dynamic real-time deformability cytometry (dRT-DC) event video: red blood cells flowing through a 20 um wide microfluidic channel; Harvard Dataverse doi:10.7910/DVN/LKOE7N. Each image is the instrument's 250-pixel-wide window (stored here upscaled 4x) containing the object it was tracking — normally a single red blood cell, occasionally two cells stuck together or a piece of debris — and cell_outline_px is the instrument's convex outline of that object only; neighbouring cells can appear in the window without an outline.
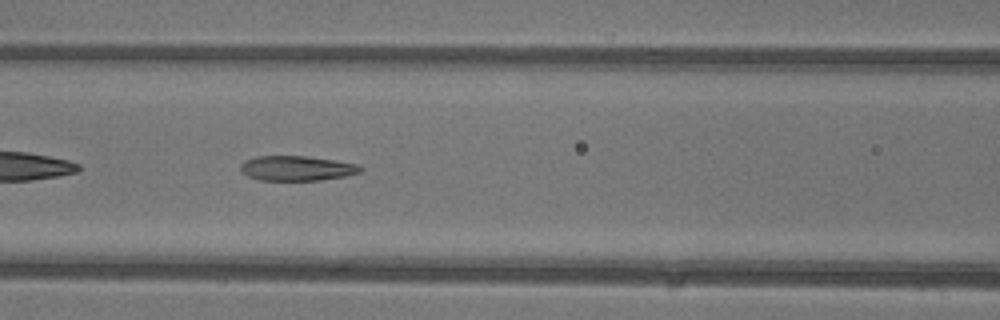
{"species": "common noctule bat (a hibernating species)", "species_latin": "Nyctalus noctula", "temperature_condition": "warm", "stored_images_in_passage": 37, "camera_frame_rate_fps": 3000, "um_per_image_px": 0.085, "animal": {"sex": "female"}, "frame": {"image": 1, "passage_image": 11, "time_ms": 3.333, "image_size_px": [1000, 320], "cell_outline_px": [[364, 168], [360, 172], [344, 176], [320, 180], [260, 180], [248, 176], [240, 168], [240, 164], [244, 160], [256, 156], [308, 156], [336, 160], [356, 164]], "centroid_in_image_um": [25.22, 14.29], "position_along_channel_um": 141.4, "area_um2": 17.34}}
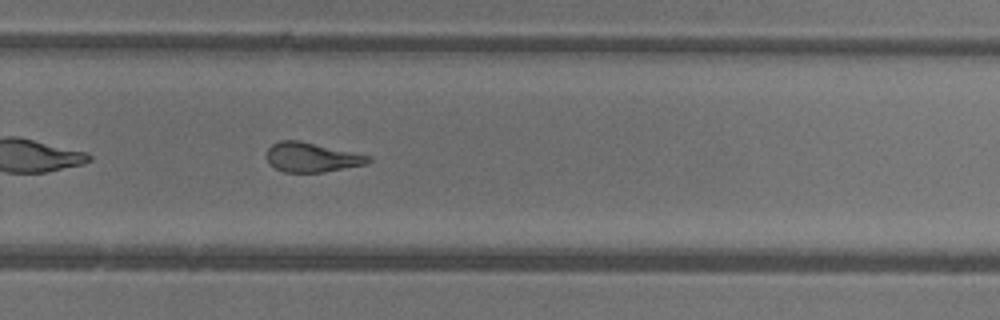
{"frame": {"image": 2, "passage_image": 22, "time_ms": 7.0, "image_size_px": [1000, 320], "cell_outline_px": [[372, 160], [364, 164], [324, 172], [284, 172], [268, 164], [264, 156], [268, 148], [272, 144], [280, 140], [300, 140], [372, 156]], "centroid_in_image_um": [26.44, 13.36], "position_along_channel_um": 303.4, "area_um2": 17.63}, "authors_computed_cell_mechanics": {"area_um2": 18.6694, "velocity_mm_per_s": 4.4315, "shape_relaxation_time_tau1_ms": 5.1679, "shape_relaxation_time_tau2_ms": 1.4164, "deformation_change_tau1": 0.204, "deformation_change_tau2": 0.0948}}